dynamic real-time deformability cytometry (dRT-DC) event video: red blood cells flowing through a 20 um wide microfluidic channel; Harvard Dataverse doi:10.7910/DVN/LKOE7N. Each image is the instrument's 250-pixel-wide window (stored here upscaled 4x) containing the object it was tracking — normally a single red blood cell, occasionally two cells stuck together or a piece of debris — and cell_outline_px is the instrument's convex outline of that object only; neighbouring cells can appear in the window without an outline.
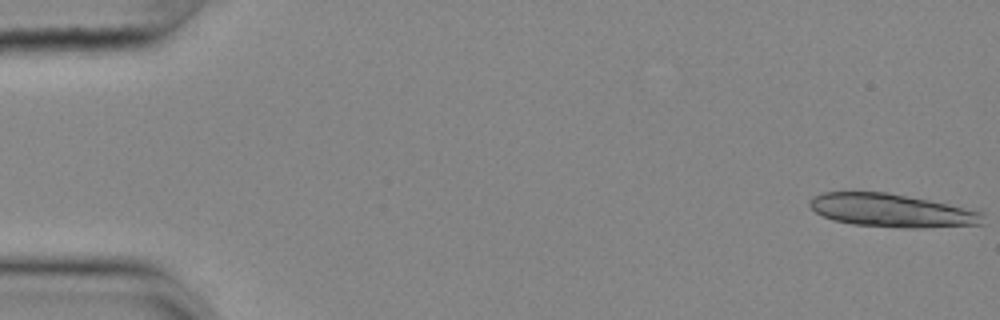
{"species": "common noctule bat (a hibernating species)", "species_latin": "Nyctalus noctula", "temperature_condition": "cold", "stored_images_in_passage": 13, "camera_frame_rate_fps": 3000, "um_per_image_px": 0.085, "animal": {"sex": "female", "body_mass_g": 25.1}, "frame": {"image": 1, "passage_image": 1, "time_ms": 0.0, "image_size_px": [1000, 320], "cell_outline_px": [[984, 224], [920, 228], [904, 228], [852, 224], [832, 220], [816, 212], [808, 204], [808, 200], [812, 196], [824, 192], [888, 192], [980, 208], [984, 212]], "centroid_in_image_um": [75.93, 17.88], "position_along_channel_um": 9.1, "area_um2": 34.51}}